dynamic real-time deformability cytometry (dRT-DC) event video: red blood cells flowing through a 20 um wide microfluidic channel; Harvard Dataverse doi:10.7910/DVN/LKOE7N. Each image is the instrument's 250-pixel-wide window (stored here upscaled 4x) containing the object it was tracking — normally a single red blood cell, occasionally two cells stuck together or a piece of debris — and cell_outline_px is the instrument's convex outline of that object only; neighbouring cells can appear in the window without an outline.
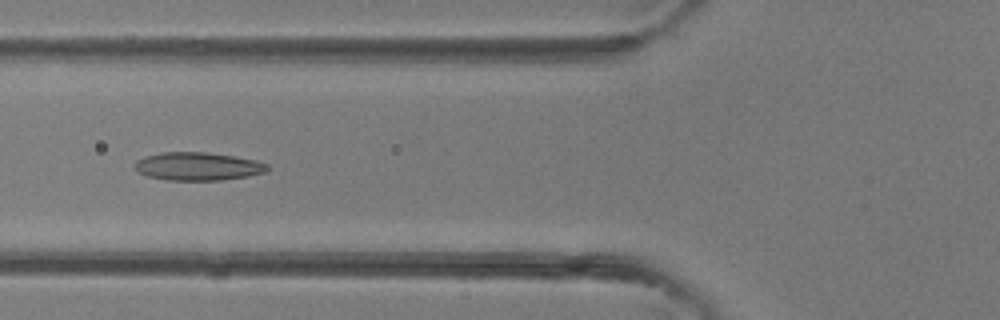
{"species": "common noctule bat (a hibernating species)", "species_latin": "Nyctalus noctula", "temperature_condition": "room temperature", "stored_images_in_passage": 39, "camera_frame_rate_fps": 3000, "um_per_image_px": 0.085, "animal": {"sex": "female"}, "frame": {"image": 1, "passage_image": 13, "time_ms": 4.0, "image_size_px": [1000, 320], "cell_outline_px": [[268, 168], [264, 172], [248, 176], [220, 180], [168, 180], [148, 176], [136, 172], [132, 164], [136, 160], [144, 156], [160, 152], [204, 152], [232, 156], [256, 160], [268, 164]], "centroid_in_image_um": [16.74, 14.13], "position_along_channel_um": 109.1, "area_um2": 21.79}}
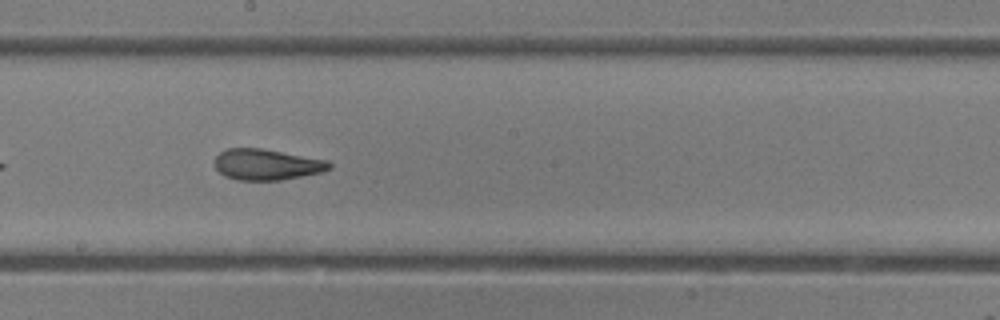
{"frame": {"image": 2, "passage_image": 20, "time_ms": 6.333, "image_size_px": [1000, 320], "cell_outline_px": [[332, 168], [324, 172], [280, 180], [236, 180], [224, 176], [216, 168], [216, 156], [220, 152], [228, 148], [260, 148], [328, 160], [332, 164]], "centroid_in_image_um": [22.7, 13.99], "position_along_channel_um": 225.5, "area_um2": 20.69}}
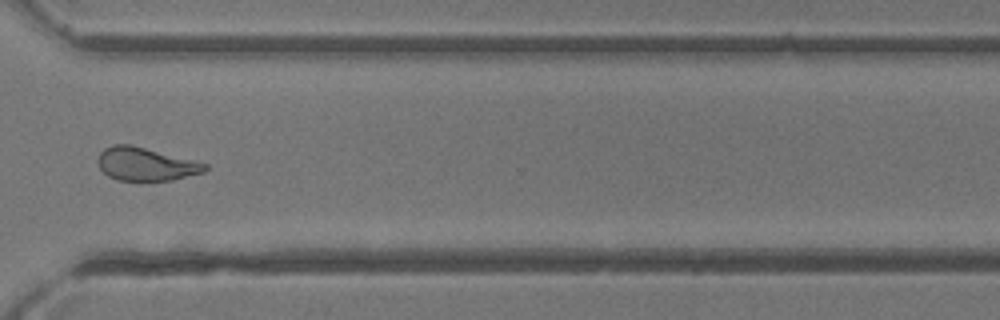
{"frame": {"image": 3, "passage_image": 28, "time_ms": 9.0, "image_size_px": [1000, 320], "cell_outline_px": [[208, 168], [204, 172], [172, 180], [140, 184], [116, 180], [108, 176], [100, 168], [96, 160], [100, 152], [104, 148], [112, 144], [132, 144], [208, 164]], "centroid_in_image_um": [12.35, 13.99], "position_along_channel_um": 358.3, "area_um2": 21.56}}